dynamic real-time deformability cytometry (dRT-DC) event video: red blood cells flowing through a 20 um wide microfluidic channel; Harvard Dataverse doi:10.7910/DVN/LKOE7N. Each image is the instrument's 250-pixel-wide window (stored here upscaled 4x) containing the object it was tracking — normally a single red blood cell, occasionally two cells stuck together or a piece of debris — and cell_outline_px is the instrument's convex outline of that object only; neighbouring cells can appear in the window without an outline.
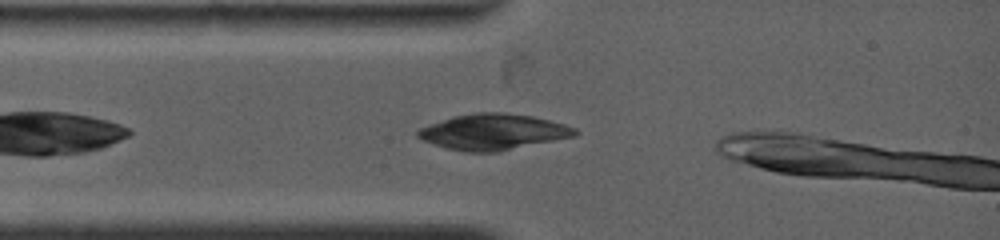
{"species": "common noctule bat (a hibernating species)", "species_latin": "Nyctalus noctula", "temperature_condition": "warm", "stored_images_in_passage": 23, "camera_frame_rate_fps": 4500, "um_per_image_px": 0.085, "animal": {"sex": "female", "body_mass_g": 19.0, "forearm_length_mm": 53.3}, "frame": {"image": 1, "passage_image": 3, "time_ms": 0.667, "image_size_px": [1000, 240], "cell_outline_px": [[580, 132], [576, 136], [496, 152], [468, 152], [448, 148], [424, 140], [416, 136], [416, 132], [420, 128], [452, 116], [476, 112], [500, 112], [532, 116], [564, 124], [576, 128]], "centroid_in_image_um": [41.95, 11.2], "position_along_channel_um": 43.1, "area_um2": 32.54}}
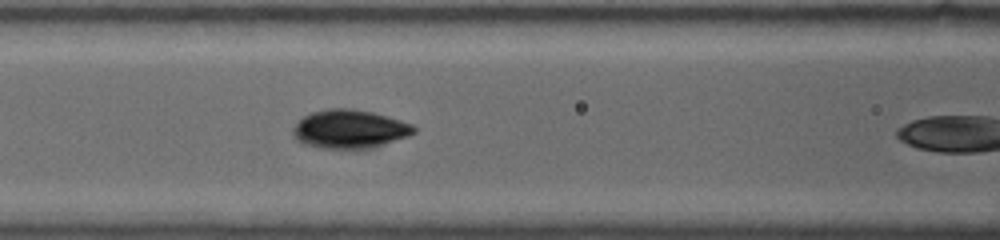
{"frame": {"image": 2, "passage_image": 11, "time_ms": 3.111, "image_size_px": [1000, 240], "cell_outline_px": [[416, 132], [408, 136], [376, 148], [320, 148], [304, 144], [296, 140], [292, 136], [292, 128], [304, 116], [312, 112], [328, 108], [352, 108], [372, 112], [400, 120], [412, 124], [416, 128]], "centroid_in_image_um": [29.72, 10.97], "position_along_channel_um": 136.9, "area_um2": 27.34}}
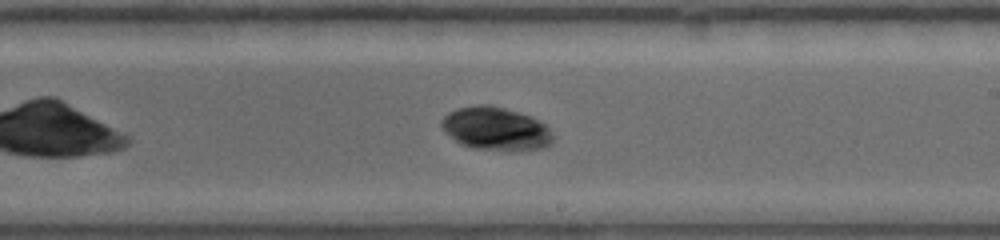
{"frame": {"image": 3, "passage_image": 21, "time_ms": 6.0, "image_size_px": [1000, 240], "cell_outline_px": [[556, 136], [552, 144], [544, 148], [520, 152], [504, 152], [472, 148], [460, 144], [444, 132], [440, 128], [440, 120], [448, 112], [460, 108], [476, 104], [488, 104], [504, 108], [540, 120]], "centroid_in_image_um": [42.16, 10.99], "position_along_channel_um": 246.8, "area_um2": 28.9}}